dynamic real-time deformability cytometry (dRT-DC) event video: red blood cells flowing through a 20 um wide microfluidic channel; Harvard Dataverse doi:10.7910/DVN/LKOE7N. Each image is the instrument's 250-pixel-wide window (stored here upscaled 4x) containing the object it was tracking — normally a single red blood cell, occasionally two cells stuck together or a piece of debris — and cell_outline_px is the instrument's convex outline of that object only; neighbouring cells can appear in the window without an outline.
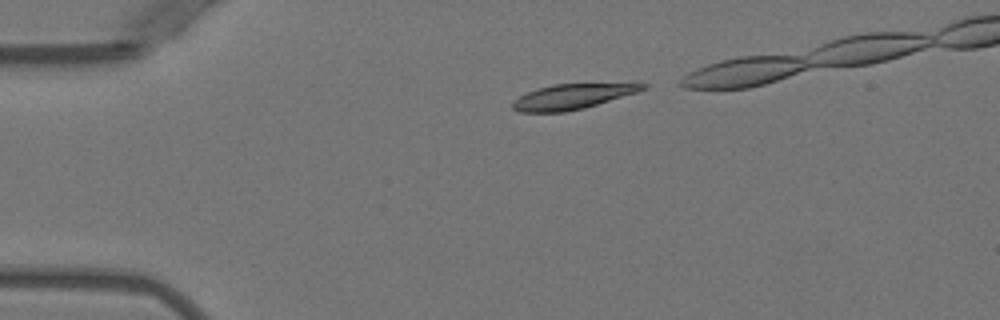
{"species": "Egyptian fruit bat (a non-hibernating species)", "species_latin": "Rousettus aegyptiacus", "temperature_condition": "warm", "stored_images_in_passage": 5, "camera_frame_rate_fps": 3000, "um_per_image_px": 0.085, "animal": {"sex": "female"}, "frame": {"image": 1, "passage_image": 1, "time_ms": 0.0, "image_size_px": [1000, 320], "cell_outline_px": [[648, 88], [636, 92], [584, 108], [564, 112], [520, 112], [512, 108], [512, 100], [528, 92], [552, 84], [648, 84]], "centroid_in_image_um": [48.58, 8.22], "position_along_channel_um": 36.4, "area_um2": 18.61}}
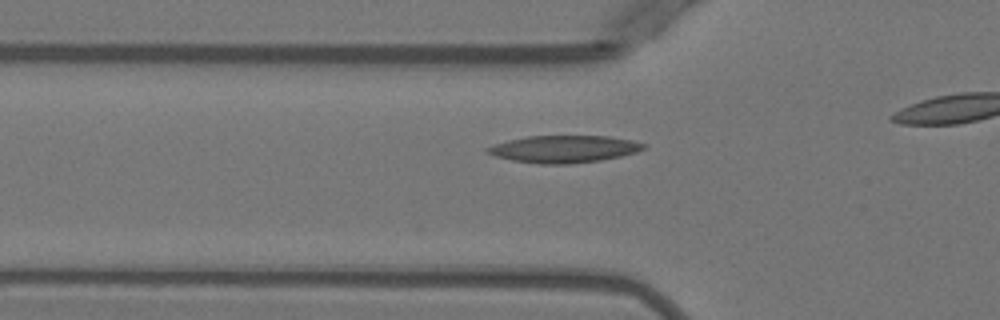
{"frame": {"image": 2, "passage_image": 3, "time_ms": 3.667, "image_size_px": [1000, 320], "cell_outline_px": [[648, 144], [644, 148], [636, 152], [620, 156], [600, 160], [568, 164], [540, 164], [512, 160], [496, 156], [484, 152], [484, 148], [508, 140], [528, 136], [608, 136], [632, 140]], "centroid_in_image_um": [47.93, 12.66], "position_along_channel_um": 77.9, "area_um2": 24.68}}
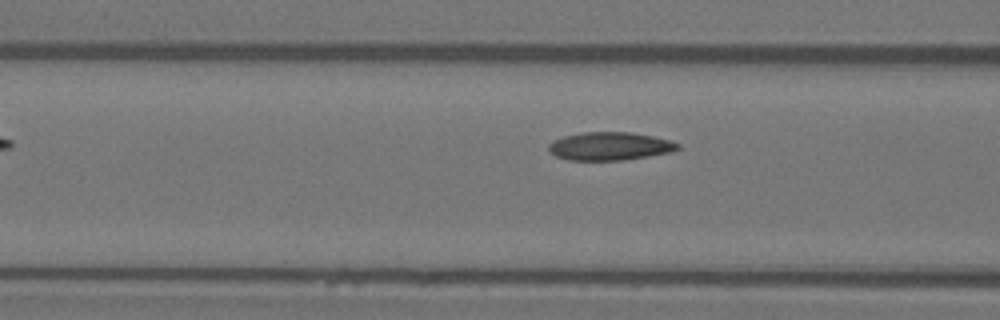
{"frame": {"image": 3, "passage_image": 5, "time_ms": 6.0, "image_size_px": [1000, 320], "cell_outline_px": [[680, 148], [672, 152], [624, 160], [568, 160], [556, 156], [548, 148], [548, 144], [552, 140], [564, 136], [584, 132], [632, 132], [652, 136], [668, 140], [680, 144]], "centroid_in_image_um": [51.83, 12.42], "position_along_channel_um": 114.8, "area_um2": 21.15}}